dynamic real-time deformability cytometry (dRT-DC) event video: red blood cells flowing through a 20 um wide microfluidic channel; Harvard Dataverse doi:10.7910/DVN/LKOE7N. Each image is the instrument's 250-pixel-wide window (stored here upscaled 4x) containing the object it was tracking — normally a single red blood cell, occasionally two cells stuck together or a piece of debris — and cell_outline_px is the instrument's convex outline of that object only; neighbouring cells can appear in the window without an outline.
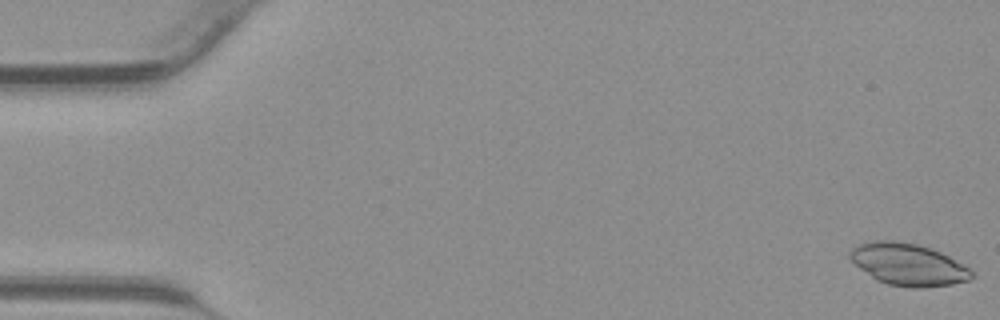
{"species": "common noctule bat (a hibernating species)", "species_latin": "Nyctalus noctula", "temperature_condition": "warm", "stored_images_in_passage": 14, "camera_frame_rate_fps": 3000, "um_per_image_px": 0.085, "animal": {"sex": "male", "body_mass_g": 23.1, "forearm_length_mm": 52.7}, "frame": {"image": 1, "passage_image": 1, "time_ms": 0.0, "image_size_px": [1000, 320], "cell_outline_px": [[972, 276], [968, 280], [952, 284], [920, 288], [912, 288], [888, 284], [876, 280], [860, 268], [848, 256], [848, 252], [852, 248], [860, 244], [872, 240], [896, 240], [916, 244], [932, 248], [948, 256], [968, 268], [972, 272]], "centroid_in_image_um": [77.16, 22.47], "position_along_channel_um": 7.8, "area_um2": 29.59}}